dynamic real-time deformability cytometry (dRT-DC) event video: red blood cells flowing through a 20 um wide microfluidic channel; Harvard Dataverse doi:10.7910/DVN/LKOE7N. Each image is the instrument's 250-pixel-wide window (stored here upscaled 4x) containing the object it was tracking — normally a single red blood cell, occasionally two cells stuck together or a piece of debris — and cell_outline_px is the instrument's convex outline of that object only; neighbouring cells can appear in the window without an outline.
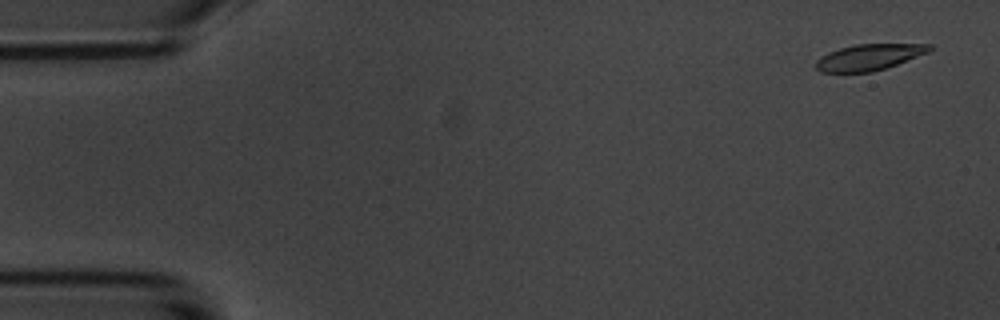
{"species": "common noctule bat (a hibernating species)", "species_latin": "Nyctalus noctula", "temperature_condition": "room temperature", "stored_images_in_passage": 57, "camera_frame_rate_fps": 3000, "um_per_image_px": 0.085, "animal": {"sex": "male", "body_mass_g": 20.1, "forearm_length_mm": 53.5}, "frame": {"image": 1, "passage_image": 3, "time_ms": 0.667, "image_size_px": [1000, 320], "cell_outline_px": [[936, 48], [928, 52], [896, 64], [872, 72], [820, 72], [816, 68], [816, 60], [820, 56], [828, 52], [840, 48], [856, 44], [932, 44]], "centroid_in_image_um": [73.86, 4.85], "position_along_channel_um": 11.1, "area_um2": 17.22}}
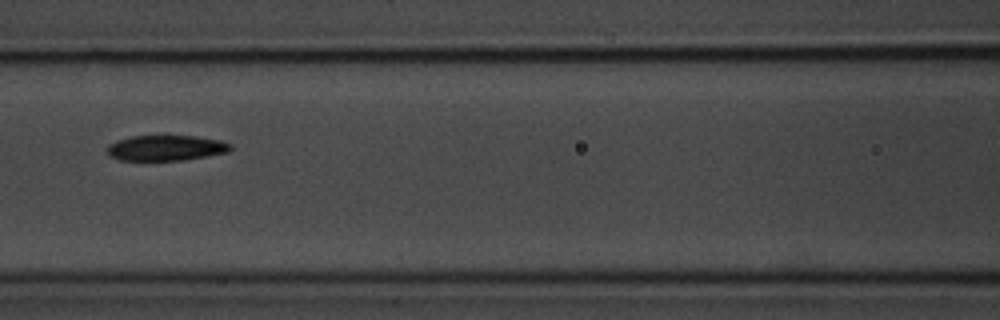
{"frame": {"image": 2, "passage_image": 25, "time_ms": 8.0, "image_size_px": [1000, 320], "cell_outline_px": [[232, 148], [228, 152], [208, 156], [184, 160], [120, 160], [112, 156], [108, 152], [108, 144], [116, 140], [132, 136], [196, 136], [220, 140], [232, 144]], "centroid_in_image_um": [14.14, 12.57], "position_along_channel_um": 152.5, "area_um2": 18.26}}
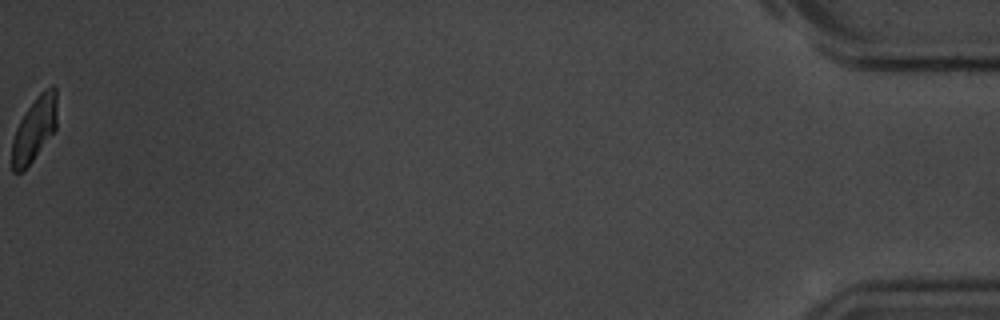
{"frame": {"image": 3, "passage_image": 57, "time_ms": 18.667, "image_size_px": [1000, 320], "cell_outline_px": [[56, 128], [32, 160], [20, 172], [12, 172], [12, 140], [16, 128], [20, 120], [36, 96], [44, 88], [52, 84], [56, 88]], "centroid_in_image_um": [2.92, 10.92], "position_along_channel_um": 432.3, "area_um2": 16.59}, "authors_computed_cell_mechanics": {"area_um2": 18.5538, "velocity_mm_per_s": 3.5681, "shape_relaxation_time_tau1_ms": 3.0304, "shape_relaxation_time_tau2_ms": 5.719, "deformation_change_tau1": 0.1262, "deformation_change_tau2": 0.0807}}